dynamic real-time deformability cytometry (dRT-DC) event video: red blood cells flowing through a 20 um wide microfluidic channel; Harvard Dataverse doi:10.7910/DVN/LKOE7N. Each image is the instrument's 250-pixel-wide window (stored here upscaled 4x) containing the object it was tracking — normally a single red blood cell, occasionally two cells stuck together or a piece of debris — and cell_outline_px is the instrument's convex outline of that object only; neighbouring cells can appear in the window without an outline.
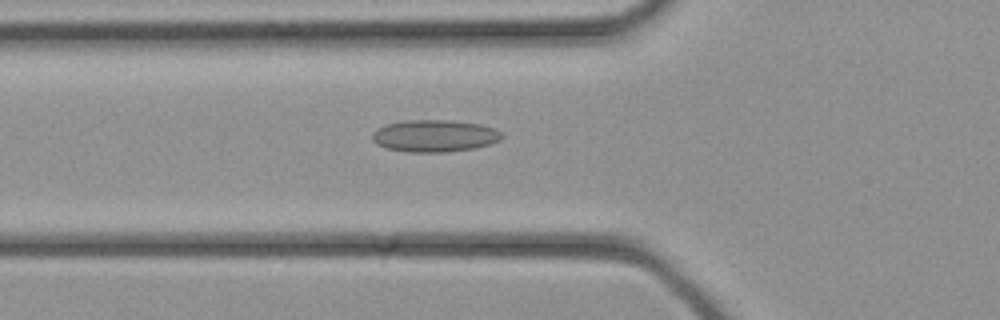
{"species": "common noctule bat (a hibernating species)", "species_latin": "Nyctalus noctula", "temperature_condition": "cold", "stored_images_in_passage": 34, "camera_frame_rate_fps": 3000, "um_per_image_px": 0.085, "animal": {"sex": "female", "body_mass_g": 21.9}, "frame": {"image": 1, "passage_image": 12, "time_ms": 3.667, "image_size_px": [1000, 320], "cell_outline_px": [[504, 136], [500, 140], [476, 148], [448, 152], [408, 152], [384, 148], [376, 144], [372, 140], [372, 132], [376, 128], [388, 124], [408, 120], [444, 120], [480, 124], [492, 128], [500, 132]], "centroid_in_image_um": [36.9, 11.56], "position_along_channel_um": 88.9, "area_um2": 24.22}}
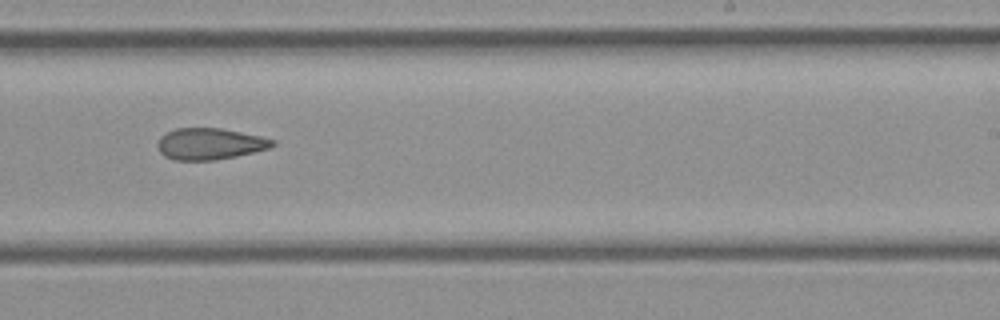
{"frame": {"image": 2, "passage_image": 21, "time_ms": 6.667, "image_size_px": [1000, 320], "cell_outline_px": [[276, 144], [268, 148], [236, 156], [216, 160], [176, 160], [164, 156], [160, 152], [156, 144], [160, 136], [176, 128], [220, 128], [260, 136], [276, 140]], "centroid_in_image_um": [17.81, 12.23], "position_along_channel_um": 271.2, "area_um2": 20.98}}
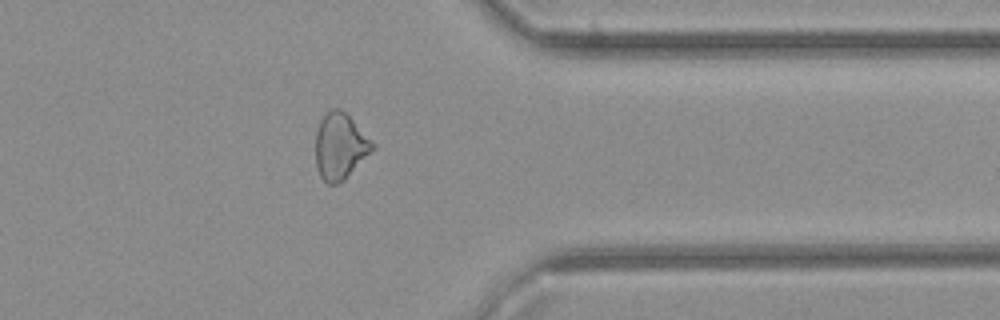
{"frame": {"image": 3, "passage_image": 27, "time_ms": 8.667, "image_size_px": [1000, 320], "cell_outline_px": [[376, 148], [344, 180], [336, 184], [328, 184], [320, 176], [316, 168], [316, 132], [320, 120], [332, 108], [340, 108], [376, 144]], "centroid_in_image_um": [28.92, 12.45], "position_along_channel_um": 382.5, "area_um2": 21.91}}